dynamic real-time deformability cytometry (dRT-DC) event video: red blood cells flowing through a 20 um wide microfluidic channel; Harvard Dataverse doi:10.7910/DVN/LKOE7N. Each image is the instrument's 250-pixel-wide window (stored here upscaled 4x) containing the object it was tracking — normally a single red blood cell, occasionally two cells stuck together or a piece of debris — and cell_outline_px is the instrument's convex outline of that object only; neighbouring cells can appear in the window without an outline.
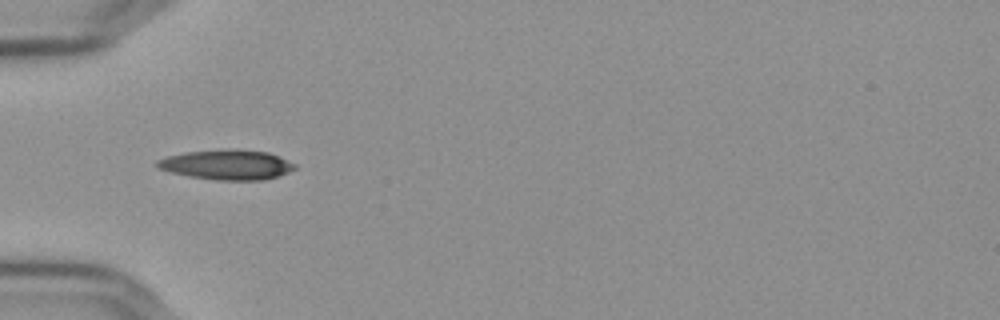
{"species": "Egyptian fruit bat (a non-hibernating species)", "species_latin": "Rousettus aegyptiacus", "temperature_condition": "cold", "stored_images_in_passage": 38, "camera_frame_rate_fps": 3000, "um_per_image_px": 0.085, "frame": {"image": 1, "passage_image": 1, "time_ms": 0.0, "image_size_px": [1000, 320], "cell_outline_px": [[296, 168], [288, 172], [264, 180], [216, 180], [188, 176], [156, 168], [156, 160], [168, 156], [184, 152], [268, 152], [280, 156], [296, 164]], "centroid_in_image_um": [19.28, 14.05], "position_along_channel_um": 65.7, "area_um2": 22.95}}
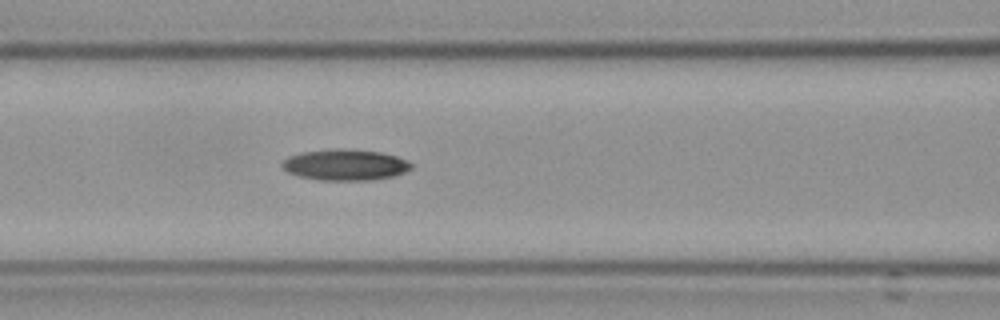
{"frame": {"image": 2, "passage_image": 7, "time_ms": 2.0, "image_size_px": [1000, 320], "cell_outline_px": [[412, 168], [404, 172], [392, 176], [368, 180], [320, 180], [300, 176], [288, 172], [280, 164], [288, 156], [300, 152], [336, 148], [344, 148], [380, 152], [396, 156], [408, 160], [412, 164]], "centroid_in_image_um": [29.33, 13.99], "position_along_channel_um": 137.3, "area_um2": 23.35}}
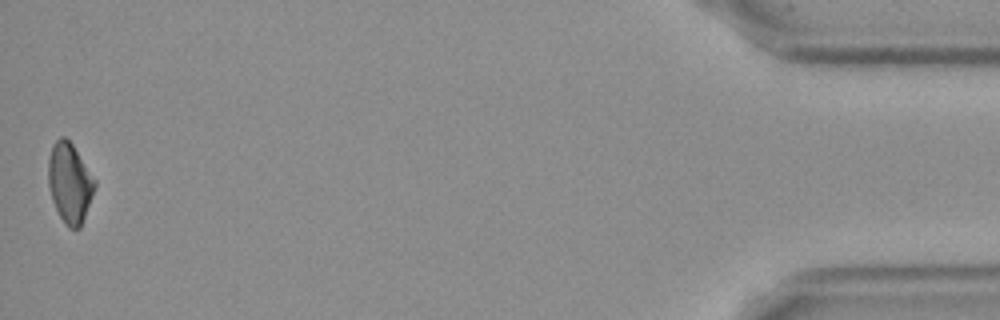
{"frame": {"image": 3, "passage_image": 38, "time_ms": 12.333, "image_size_px": [1000, 320], "cell_outline_px": [[96, 184], [92, 196], [80, 228], [68, 228], [64, 224], [52, 200], [48, 184], [48, 160], [52, 144], [60, 136], [64, 136], [72, 144], [96, 180]], "centroid_in_image_um": [5.91, 15.53], "position_along_channel_um": 429.3, "area_um2": 21.5}}